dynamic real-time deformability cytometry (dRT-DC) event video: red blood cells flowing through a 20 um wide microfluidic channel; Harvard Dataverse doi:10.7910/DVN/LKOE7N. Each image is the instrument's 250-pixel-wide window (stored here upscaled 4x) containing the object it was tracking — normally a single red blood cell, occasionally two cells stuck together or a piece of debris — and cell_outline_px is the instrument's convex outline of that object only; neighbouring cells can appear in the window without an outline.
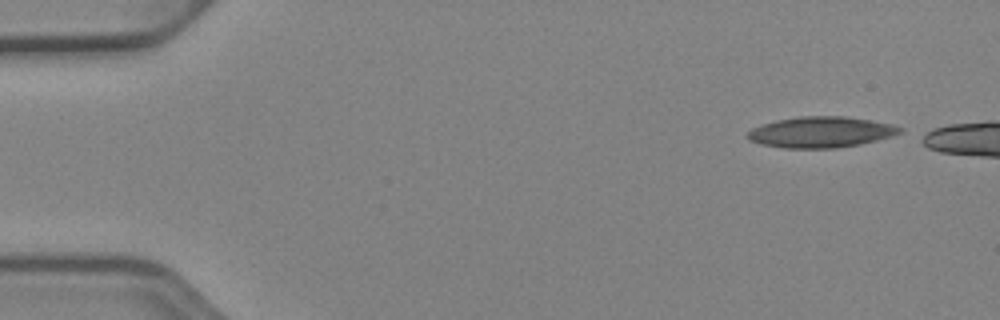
{"species": "Egyptian fruit bat (a non-hibernating species)", "species_latin": "Rousettus aegyptiacus", "temperature_condition": "cold", "stored_images_in_passage": 5, "camera_frame_rate_fps": 3000, "um_per_image_px": 0.085, "animal": {"sex": "female"}, "frame": {"image": 1, "passage_image": 1, "time_ms": 0.0, "image_size_px": [1000, 320], "cell_outline_px": [[904, 132], [892, 136], [860, 144], [836, 148], [784, 148], [760, 144], [748, 140], [744, 136], [752, 128], [760, 124], [776, 120], [800, 116], [848, 116], [872, 120], [892, 124], [904, 128]], "centroid_in_image_um": [69.77, 11.22], "position_along_channel_um": 15.2, "area_um2": 27.8}}